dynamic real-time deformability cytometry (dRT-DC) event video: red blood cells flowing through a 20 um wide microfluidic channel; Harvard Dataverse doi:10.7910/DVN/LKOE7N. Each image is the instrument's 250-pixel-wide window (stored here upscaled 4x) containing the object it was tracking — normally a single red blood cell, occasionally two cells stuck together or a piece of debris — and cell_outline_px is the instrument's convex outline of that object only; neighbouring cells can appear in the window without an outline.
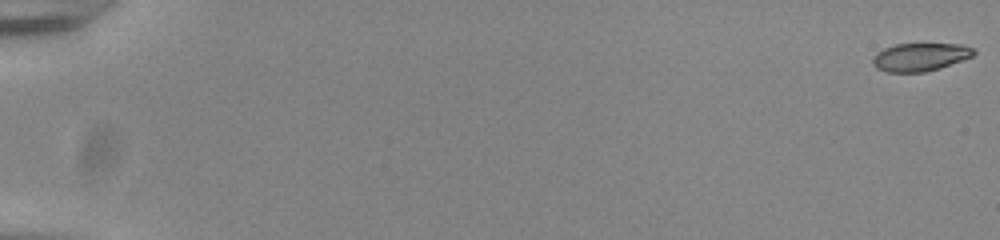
{"species": "common noctule bat (a hibernating species)", "species_latin": "Nyctalus noctula", "temperature_condition": "room temperature", "stored_images_in_passage": 1, "camera_frame_rate_fps": 3000, "um_per_image_px": 0.085, "animal": {"sex": "male", "body_mass_g": 20.0, "forearm_length_mm": 53.3}, "frame": {"image": 1, "passage_image": 1, "time_ms": 0.0, "image_size_px": [1000, 240], "cell_outline_px": [[976, 52], [972, 56], [940, 68], [924, 72], [884, 72], [876, 68], [872, 64], [872, 60], [876, 52], [884, 48], [896, 44], [960, 44], [972, 48]], "centroid_in_image_um": [78.16, 4.85], "position_along_channel_um": 6.8, "area_um2": 16.47}}